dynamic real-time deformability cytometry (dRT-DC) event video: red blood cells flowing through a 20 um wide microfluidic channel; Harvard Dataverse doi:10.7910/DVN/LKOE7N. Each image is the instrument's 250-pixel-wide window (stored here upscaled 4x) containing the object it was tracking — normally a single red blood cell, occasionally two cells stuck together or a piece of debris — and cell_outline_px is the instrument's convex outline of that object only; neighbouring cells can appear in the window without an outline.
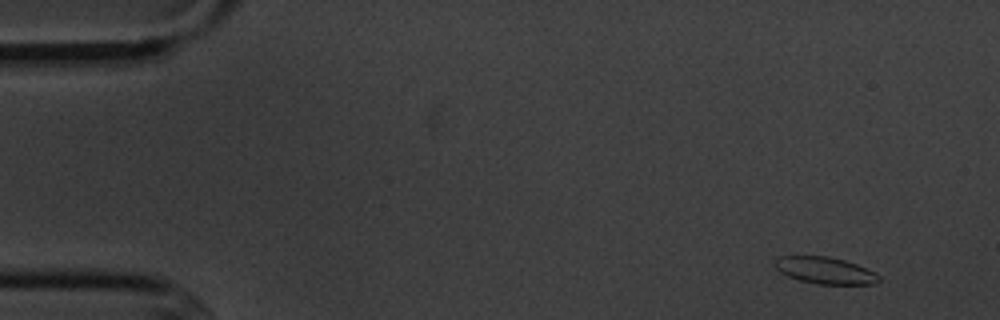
{"species": "common noctule bat (a hibernating species)", "species_latin": "Nyctalus noctula", "temperature_condition": "cold", "stored_images_in_passage": 6, "camera_frame_rate_fps": 3000, "um_per_image_px": 0.085, "animal": {"sex": "male", "body_mass_g": 20.1, "forearm_length_mm": 53.5}, "frame": {"image": 1, "passage_image": 1, "time_ms": 0.0, "image_size_px": [1000, 320], "cell_outline_px": [[880, 280], [876, 284], [816, 284], [800, 280], [788, 276], [780, 272], [772, 264], [776, 256], [828, 256], [844, 260], [856, 264], [876, 272], [880, 276]], "centroid_in_image_um": [70.12, 22.98], "position_along_channel_um": 14.9, "area_um2": 16.42}}
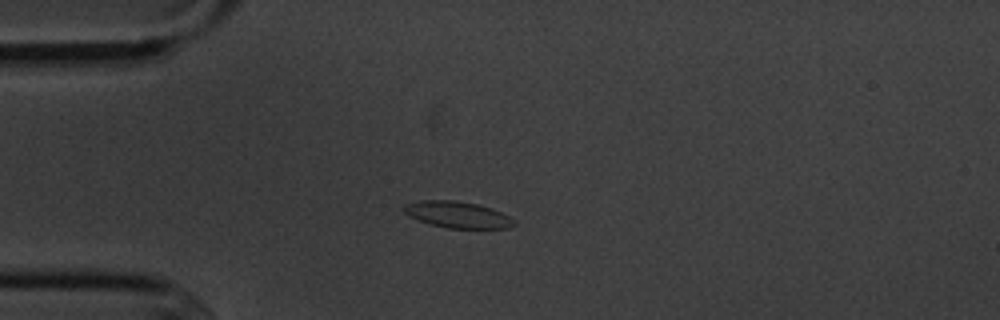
{"frame": {"image": 2, "passage_image": 4, "time_ms": 3.333, "image_size_px": [1000, 320], "cell_outline_px": [[516, 224], [508, 228], [448, 228], [428, 224], [408, 216], [400, 208], [404, 204], [420, 200], [452, 200], [476, 204], [492, 208], [516, 220]], "centroid_in_image_um": [38.84, 18.24], "position_along_channel_um": 46.2, "area_um2": 17.11}}
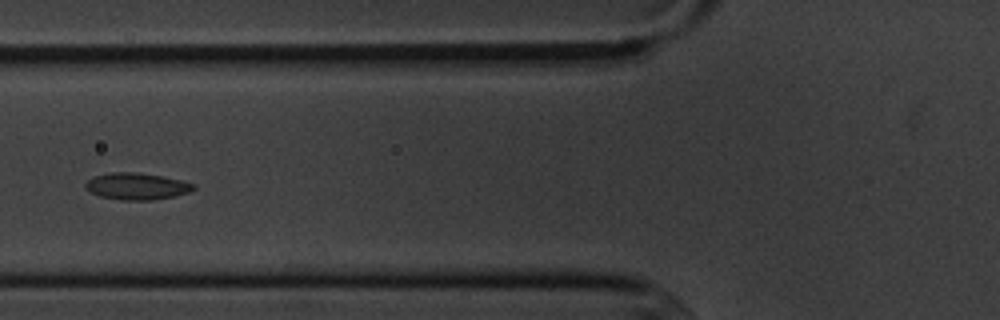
{"frame": {"image": 3, "passage_image": 6, "time_ms": 5.667, "image_size_px": [1000, 320], "cell_outline_px": [[196, 188], [188, 192], [176, 196], [152, 200], [120, 200], [100, 196], [88, 192], [84, 188], [84, 184], [92, 176], [112, 172], [140, 172], [164, 176], [196, 184]], "centroid_in_image_um": [11.6, 15.83], "position_along_channel_um": 114.2, "area_um2": 17.17}}